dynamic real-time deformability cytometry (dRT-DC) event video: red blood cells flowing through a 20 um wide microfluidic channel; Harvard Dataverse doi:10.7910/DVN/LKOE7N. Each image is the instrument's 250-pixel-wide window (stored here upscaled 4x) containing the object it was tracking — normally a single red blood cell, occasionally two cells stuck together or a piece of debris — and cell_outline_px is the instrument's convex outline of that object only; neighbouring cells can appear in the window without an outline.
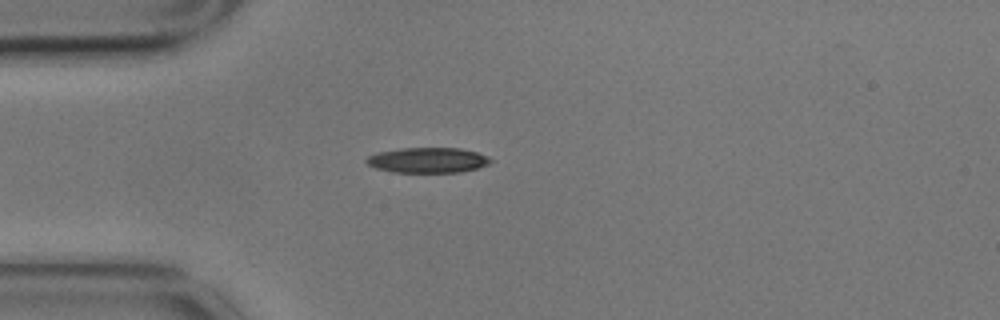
{"species": "common noctule bat (a hibernating species)", "species_latin": "Nyctalus noctula", "temperature_condition": "cold", "stored_images_in_passage": 3, "camera_frame_rate_fps": 3000, "um_per_image_px": 0.085, "animal": {"sex": "male", "body_mass_g": 17.9}, "frame": {"image": 1, "passage_image": 3, "time_ms": 0.667, "image_size_px": [1000, 320], "cell_outline_px": [[492, 160], [488, 164], [476, 168], [460, 172], [392, 172], [376, 168], [368, 164], [364, 160], [368, 156], [376, 152], [400, 148], [460, 148], [476, 152], [488, 156]], "centroid_in_image_um": [36.33, 13.61], "position_along_channel_um": 48.7, "area_um2": 18.26}}